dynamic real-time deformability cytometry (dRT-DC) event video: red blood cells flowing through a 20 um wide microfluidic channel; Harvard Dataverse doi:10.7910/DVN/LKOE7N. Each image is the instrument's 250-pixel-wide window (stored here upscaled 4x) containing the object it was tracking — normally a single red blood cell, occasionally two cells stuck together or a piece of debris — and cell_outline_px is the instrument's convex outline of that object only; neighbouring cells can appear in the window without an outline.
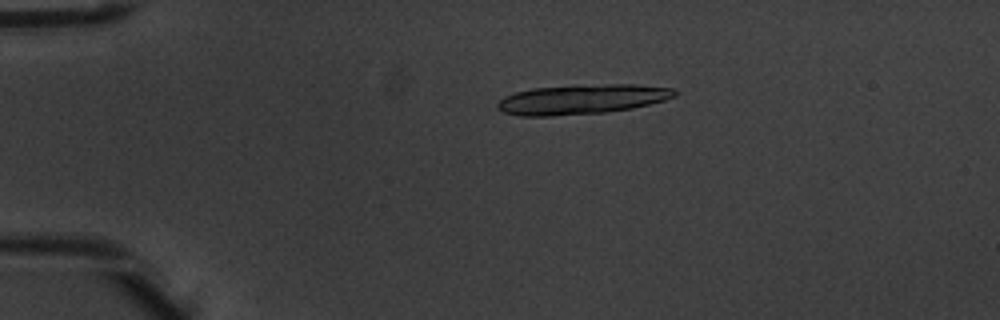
{"species": "common noctule bat (a hibernating species)", "species_latin": "Nyctalus noctula", "temperature_condition": "warm", "stored_images_in_passage": 9, "camera_frame_rate_fps": 3000, "um_per_image_px": 0.085, "animal": {"sex": "male", "body_mass_g": 20.1, "forearm_length_mm": 53.5}, "frame": {"image": 1, "passage_image": 4, "time_ms": 1.0, "image_size_px": [1000, 320], "cell_outline_px": [[676, 96], [664, 100], [632, 108], [604, 112], [552, 116], [520, 116], [504, 112], [496, 108], [496, 104], [504, 96], [516, 92], [532, 88], [572, 84], [636, 84], [672, 88], [676, 92]], "centroid_in_image_um": [49.42, 8.42], "position_along_channel_um": 35.6, "area_um2": 30.98}}
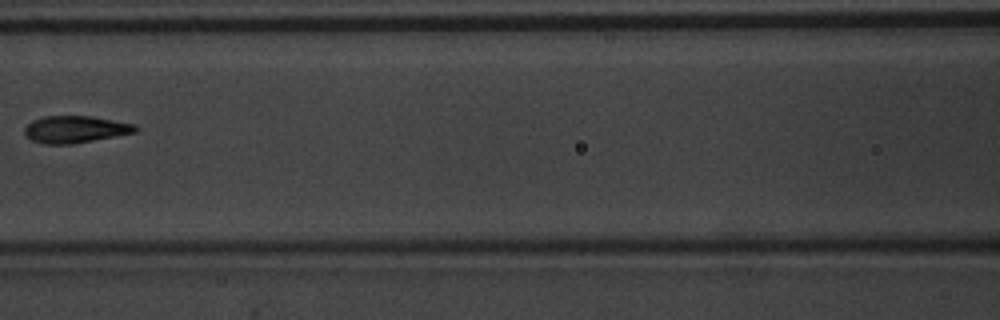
{"frame": {"image": 2, "passage_image": 8, "time_ms": 2.333, "image_size_px": [1000, 320], "cell_outline_px": [[140, 128], [136, 132], [116, 136], [72, 144], [44, 144], [32, 140], [24, 132], [24, 128], [32, 120], [44, 116], [92, 116], [136, 124]], "centroid_in_image_um": [6.43, 10.99], "position_along_channel_um": 160.2, "area_um2": 17.51}}
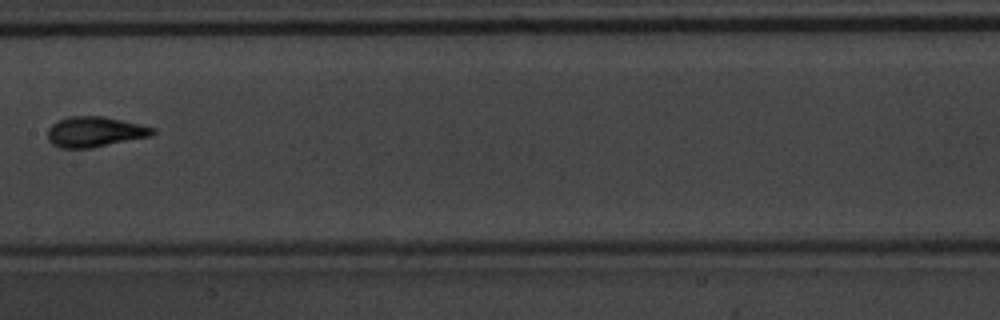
{"frame": {"image": 3, "passage_image": 9, "time_ms": 2.667, "image_size_px": [1000, 320], "cell_outline_px": [[156, 132], [152, 136], [92, 148], [60, 148], [52, 144], [48, 140], [48, 128], [52, 124], [68, 116], [104, 116], [140, 124], [156, 128]], "centroid_in_image_um": [8.08, 11.21], "position_along_channel_um": 199.3, "area_um2": 18.73}}